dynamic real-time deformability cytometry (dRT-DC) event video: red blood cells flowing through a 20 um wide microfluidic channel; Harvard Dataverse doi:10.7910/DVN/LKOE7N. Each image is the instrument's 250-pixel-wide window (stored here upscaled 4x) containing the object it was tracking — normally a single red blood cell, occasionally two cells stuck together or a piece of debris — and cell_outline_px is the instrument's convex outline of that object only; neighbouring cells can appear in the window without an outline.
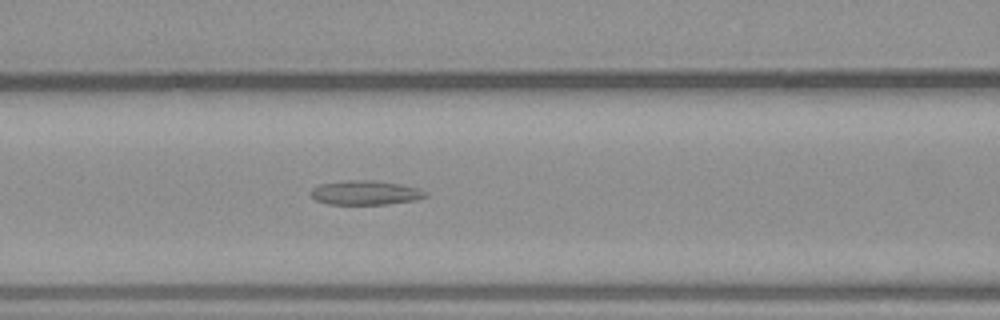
{"species": "common noctule bat (a hibernating species)", "species_latin": "Nyctalus noctula", "temperature_condition": "warm", "stored_images_in_passage": 40, "camera_frame_rate_fps": 3000, "um_per_image_px": 0.085, "animal": {"sex": "male", "body_mass_g": 23.1, "forearm_length_mm": 52.7}, "frame": {"image": 1, "passage_image": 18, "time_ms": 5.667, "image_size_px": [1000, 320], "cell_outline_px": [[428, 196], [412, 200], [384, 204], [328, 204], [316, 200], [312, 196], [312, 188], [320, 184], [344, 180], [376, 180], [400, 184], [416, 188], [428, 192]], "centroid_in_image_um": [31.04, 16.37], "position_along_channel_um": 135.6, "area_um2": 16.07}}
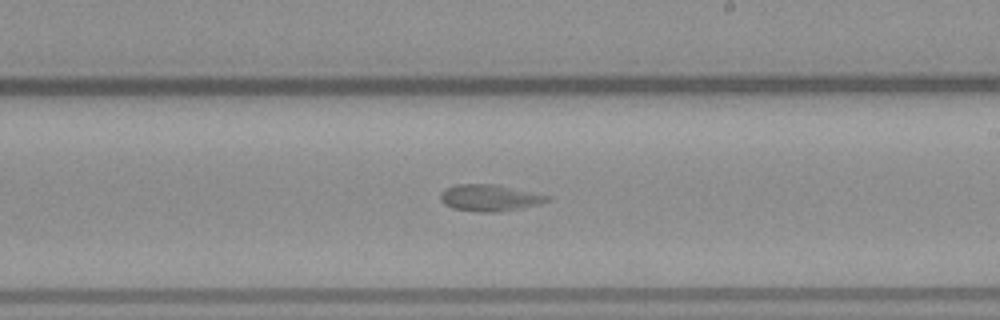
{"frame": {"image": 2, "passage_image": 27, "time_ms": 8.667, "image_size_px": [1000, 320], "cell_outline_px": [[552, 196], [548, 200], [536, 204], [496, 212], [480, 212], [452, 208], [444, 204], [440, 200], [440, 192], [444, 188], [456, 184], [496, 184]], "centroid_in_image_um": [41.54, 16.79], "position_along_channel_um": 247.5, "area_um2": 16.42}}
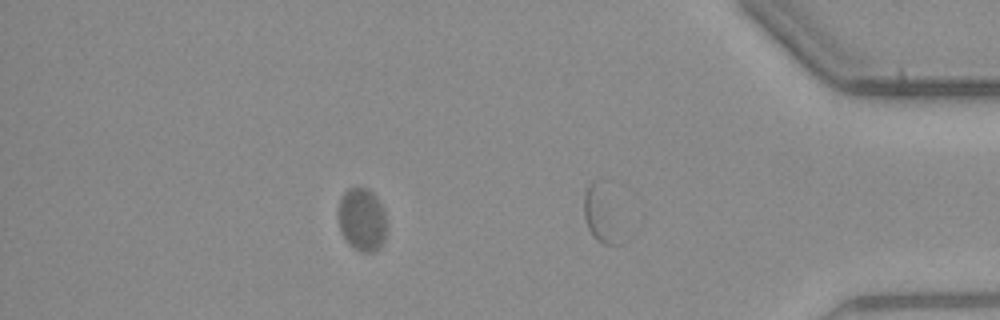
{"frame": {"image": 3, "passage_image": 39, "time_ms": 12.667, "image_size_px": [1000, 320], "cell_outline_px": [[384, 240], [372, 252], [360, 252], [348, 244], [344, 240], [336, 216], [340, 200], [344, 192], [348, 188], [368, 188], [372, 192], [384, 208]], "centroid_in_image_um": [30.71, 18.65], "position_along_channel_um": 404.5, "area_um2": 17.69}}